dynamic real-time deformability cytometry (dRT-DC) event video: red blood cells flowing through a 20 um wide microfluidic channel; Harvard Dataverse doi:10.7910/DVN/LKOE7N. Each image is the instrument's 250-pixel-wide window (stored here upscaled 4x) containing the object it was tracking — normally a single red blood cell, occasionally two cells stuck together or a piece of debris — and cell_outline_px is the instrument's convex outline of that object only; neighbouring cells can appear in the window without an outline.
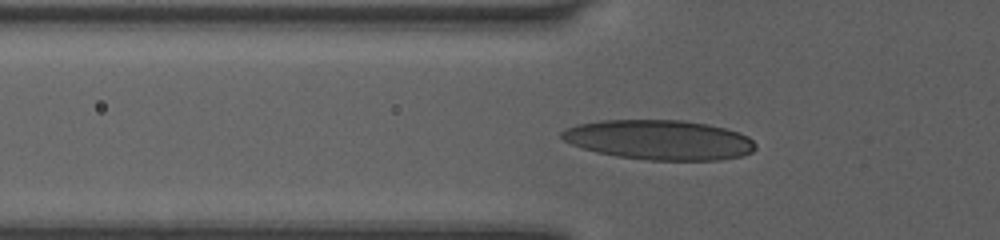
{"species": "human", "species_latin": "Homo sapiens", "temperature_condition": "room temperature", "stored_images_in_passage": 46, "camera_frame_rate_fps": 3000, "um_per_image_px": 0.085, "donor": {"sex": "female"}, "frame": {"image": 1, "passage_image": 13, "time_ms": 4.0, "image_size_px": [1000, 240], "cell_outline_px": [[756, 148], [752, 152], [740, 156], [720, 160], [648, 160], [616, 156], [596, 152], [572, 144], [564, 140], [560, 136], [560, 132], [576, 124], [600, 120], [680, 120], [708, 124], [724, 128], [748, 136], [756, 144]], "centroid_in_image_um": [56.03, 11.89], "position_along_channel_um": 69.8, "area_um2": 44.85}}
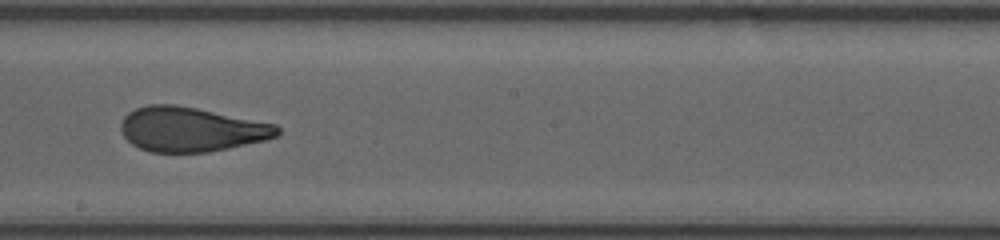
{"frame": {"image": 2, "passage_image": 25, "time_ms": 8.0, "image_size_px": [1000, 240], "cell_outline_px": [[280, 132], [276, 136], [264, 140], [228, 148], [208, 152], [152, 152], [140, 148], [132, 144], [124, 136], [120, 128], [120, 124], [124, 116], [128, 112], [136, 108], [148, 104], [172, 104], [196, 108], [276, 124], [280, 128]], "centroid_in_image_um": [16.22, 10.99], "position_along_channel_um": 232.0, "area_um2": 40.4}}
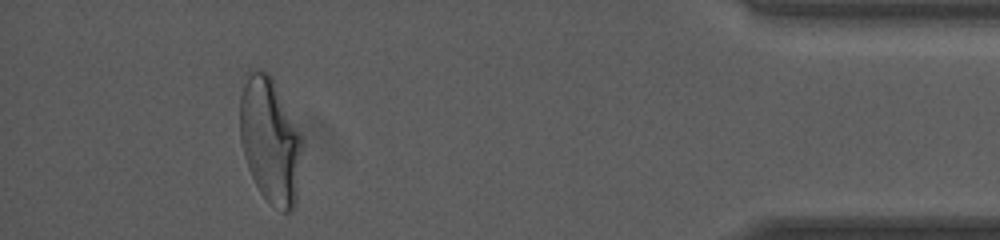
{"frame": {"image": 3, "passage_image": 42, "time_ms": 13.667, "image_size_px": [1000, 240], "cell_outline_px": [[304, 144], [296, 204], [292, 212], [284, 212], [272, 204], [260, 192], [248, 168], [244, 156], [240, 140], [240, 96], [244, 72], [248, 68], [260, 68], [268, 72], [272, 76], [300, 132]], "centroid_in_image_um": [22.96, 11.87], "position_along_channel_um": 412.2, "area_um2": 46.53}, "authors_computed_cell_mechanics": {"area_um2": 41.2981, "velocity_mm_per_s": 4.0678, "shape_relaxation_time_tau1_ms": 6.6276, "shape_relaxation_time_tau2_ms": 0.9542, "deformation_change_tau1": 0.2409, "deformation_change_tau2": 0.0885}}